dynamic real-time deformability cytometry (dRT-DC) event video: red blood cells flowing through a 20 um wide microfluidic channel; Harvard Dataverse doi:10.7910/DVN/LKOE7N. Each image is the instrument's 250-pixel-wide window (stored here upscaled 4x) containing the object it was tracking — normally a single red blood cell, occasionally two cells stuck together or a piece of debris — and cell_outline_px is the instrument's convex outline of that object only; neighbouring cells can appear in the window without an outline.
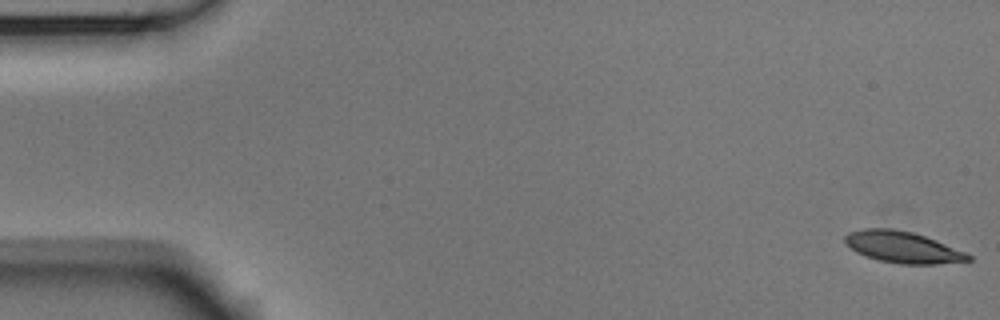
{"species": "Egyptian fruit bat (a non-hibernating species)", "species_latin": "Rousettus aegyptiacus", "temperature_condition": "room temperature", "stored_images_in_passage": 54, "camera_frame_rate_fps": 3000, "um_per_image_px": 0.085, "animal": {"sex": "male"}, "frame": {"image": 1, "passage_image": 1, "time_ms": 0.0, "image_size_px": [1000, 320], "cell_outline_px": [[972, 260], [936, 264], [900, 264], [880, 260], [856, 252], [844, 240], [844, 236], [848, 232], [864, 228], [892, 228], [912, 232], [936, 240], [964, 252], [972, 256]], "centroid_in_image_um": [76.72, 21.0], "position_along_channel_um": 8.3, "area_um2": 22.31}}
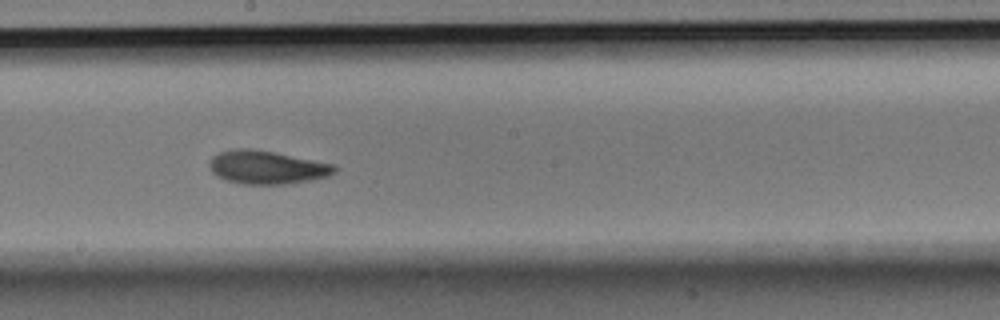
{"frame": {"image": 2, "passage_image": 30, "time_ms": 9.667, "image_size_px": [1000, 320], "cell_outline_px": [[336, 172], [328, 176], [308, 180], [284, 184], [244, 184], [228, 180], [216, 176], [212, 172], [208, 164], [208, 160], [212, 156], [220, 152], [236, 148], [252, 148], [336, 164]], "centroid_in_image_um": [22.66, 14.21], "position_along_channel_um": 225.5, "area_um2": 24.28}}
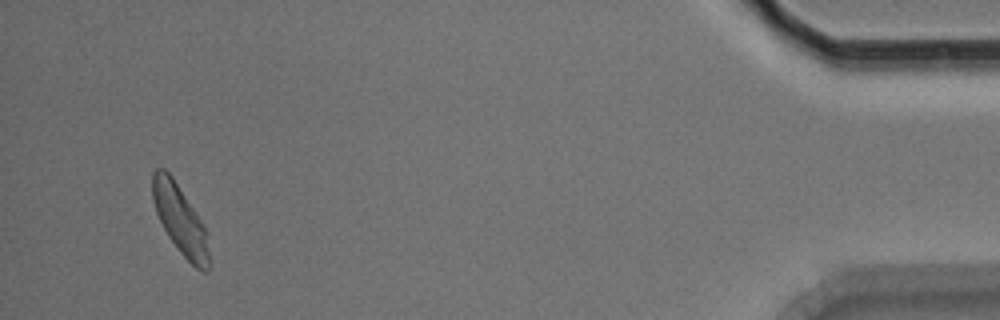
{"frame": {"image": 3, "passage_image": 52, "time_ms": 17.0, "image_size_px": [1000, 320], "cell_outline_px": [[212, 264], [204, 272], [196, 268], [180, 252], [168, 236], [156, 212], [152, 200], [152, 172], [156, 168], [164, 168], [172, 176], [200, 220], [204, 228]], "centroid_in_image_um": [15.3, 18.68], "position_along_channel_um": 419.9, "area_um2": 22.37}, "authors_computed_cell_mechanics": {"area_um2": 23.4957, "velocity_mm_per_s": 3.6851, "shape_relaxation_time_tau1_ms": 3.366, "shape_relaxation_time_tau2_ms": 2.7049, "deformation_change_tau1": 0.1339, "deformation_change_tau2": 0.0798}}